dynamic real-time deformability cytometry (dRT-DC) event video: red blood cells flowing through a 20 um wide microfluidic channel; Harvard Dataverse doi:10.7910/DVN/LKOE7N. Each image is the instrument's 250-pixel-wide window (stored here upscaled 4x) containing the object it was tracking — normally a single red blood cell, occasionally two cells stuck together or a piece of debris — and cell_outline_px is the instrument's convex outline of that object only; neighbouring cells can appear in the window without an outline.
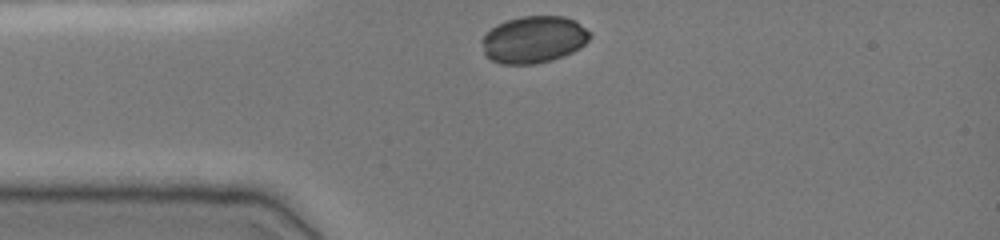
{"species": "common noctule bat (a hibernating species)", "species_latin": "Nyctalus noctula", "temperature_condition": "cold", "stored_images_in_passage": 31, "camera_frame_rate_fps": 3000, "um_per_image_px": 0.085, "animal": {"sex": "female", "body_mass_g": 19.0, "forearm_length_mm": 51.5}, "frame": {"image": 1, "passage_image": 1, "time_ms": 0.0, "image_size_px": [1000, 240], "cell_outline_px": [[592, 36], [580, 48], [572, 52], [552, 60], [536, 64], [500, 64], [484, 56], [480, 40], [484, 32], [496, 24], [520, 16], [564, 16], [576, 20], [592, 32]], "centroid_in_image_um": [45.34, 3.35], "position_along_channel_um": 39.7, "area_um2": 30.17}}
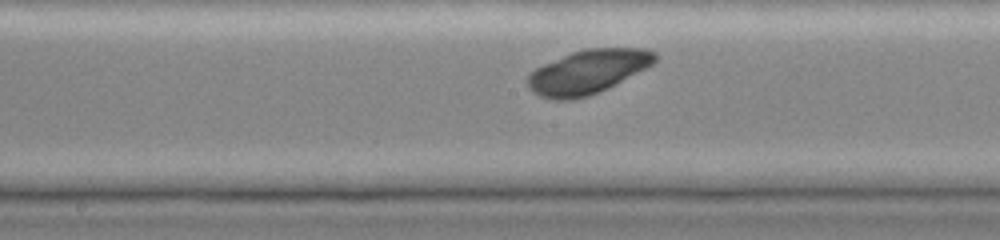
{"frame": {"image": 2, "passage_image": 15, "time_ms": 4.667, "image_size_px": [1000, 240], "cell_outline_px": [[656, 60], [652, 64], [616, 84], [608, 88], [588, 96], [572, 100], [556, 100], [540, 96], [532, 92], [528, 88], [528, 76], [536, 68], [544, 64], [572, 52], [584, 48], [648, 48], [656, 52]], "centroid_in_image_um": [49.97, 6.1], "position_along_channel_um": 198.2, "area_um2": 32.43}}
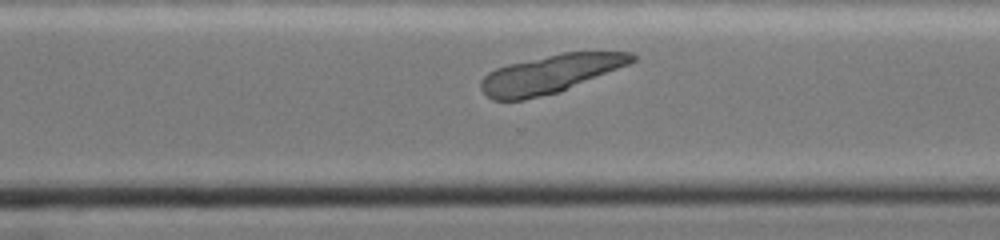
{"frame": {"image": 3, "passage_image": 25, "time_ms": 8.0, "image_size_px": [1000, 240], "cell_outline_px": [[636, 60], [628, 64], [560, 92], [524, 100], [492, 100], [480, 88], [480, 80], [488, 72], [496, 68], [508, 64], [560, 52], [632, 52], [636, 56]], "centroid_in_image_um": [46.74, 6.29], "position_along_channel_um": 323.9, "area_um2": 33.58}}